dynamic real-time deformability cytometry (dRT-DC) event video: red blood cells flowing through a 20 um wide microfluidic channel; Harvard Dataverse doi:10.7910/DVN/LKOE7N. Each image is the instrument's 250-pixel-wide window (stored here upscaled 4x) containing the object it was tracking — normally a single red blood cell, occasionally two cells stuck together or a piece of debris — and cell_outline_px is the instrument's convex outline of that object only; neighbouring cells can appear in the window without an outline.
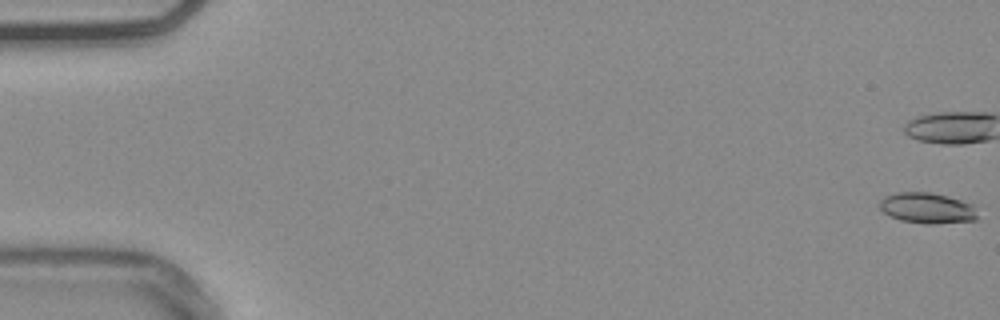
{"species": "common noctule bat (a hibernating species)", "species_latin": "Nyctalus noctula", "temperature_condition": "warm", "stored_images_in_passage": 55, "camera_frame_rate_fps": 3000, "um_per_image_px": 0.085, "animal": {"sex": "male", "body_mass_g": 20.4}, "frame": {"image": 1, "passage_image": 1, "time_ms": 0.0, "image_size_px": [1000, 320], "cell_outline_px": [[976, 220], [932, 224], [928, 224], [900, 220], [884, 212], [880, 208], [880, 200], [884, 196], [896, 192], [932, 192], [948, 196], [972, 204], [976, 216]], "centroid_in_image_um": [78.78, 17.67], "position_along_channel_um": 6.2, "area_um2": 17.34}, "authors_computed_cell_mechanics": {"area_um2": 18.3226, "velocity_mm_per_s": 3.795, "shape_relaxation_time_tau1_ms": null, "shape_relaxation_time_tau2_ms": 6.0946, "deformation_change_tau1": null, "deformation_change_tau2": 0.1401}}